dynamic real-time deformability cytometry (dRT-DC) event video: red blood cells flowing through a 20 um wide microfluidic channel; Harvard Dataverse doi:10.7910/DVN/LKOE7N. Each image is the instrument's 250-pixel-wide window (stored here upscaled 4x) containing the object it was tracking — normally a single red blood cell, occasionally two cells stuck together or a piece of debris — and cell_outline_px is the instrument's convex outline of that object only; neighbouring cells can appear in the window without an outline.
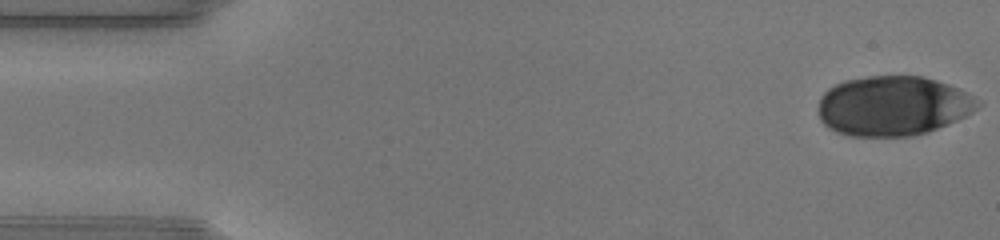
{"species": "human", "species_latin": "Homo sapiens", "temperature_condition": "warm", "stored_images_in_passage": 47, "camera_frame_rate_fps": 3000, "um_per_image_px": 0.085, "donor": {"sex": "male"}, "frame": {"image": 1, "passage_image": 1, "time_ms": 0.0, "image_size_px": [1000, 240], "cell_outline_px": [[984, 104], [972, 112], [948, 124], [928, 132], [912, 136], [848, 136], [836, 132], [828, 128], [820, 120], [820, 96], [828, 88], [844, 80], [868, 76], [924, 76], [948, 84], [980, 100]], "centroid_in_image_um": [75.9, 9.0], "position_along_channel_um": 9.1, "area_um2": 55.6}}
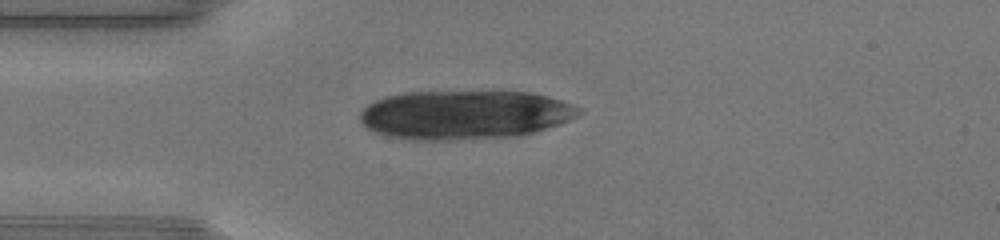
{"frame": {"image": 2, "passage_image": 12, "time_ms": 3.667, "image_size_px": [1000, 240], "cell_outline_px": [[584, 112], [568, 120], [536, 132], [520, 136], [456, 140], [416, 140], [392, 136], [376, 132], [368, 128], [360, 120], [360, 112], [368, 104], [384, 96], [404, 92], [532, 92], [548, 96], [584, 108]], "centroid_in_image_um": [39.53, 9.75], "position_along_channel_um": 45.5, "area_um2": 62.54}}